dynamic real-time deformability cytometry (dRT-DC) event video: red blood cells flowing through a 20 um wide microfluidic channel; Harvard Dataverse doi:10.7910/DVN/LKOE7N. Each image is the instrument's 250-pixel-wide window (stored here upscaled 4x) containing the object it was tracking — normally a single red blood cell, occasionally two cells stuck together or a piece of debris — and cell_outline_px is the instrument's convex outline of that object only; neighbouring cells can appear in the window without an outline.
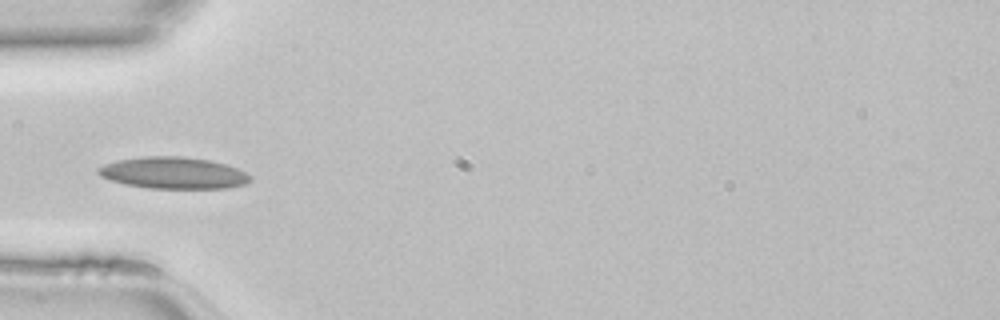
{"species": "common noctule bat (a hibernating species)", "species_latin": "Nyctalus noctula", "temperature_condition": "room temperature", "stored_images_in_passage": 37, "camera_frame_rate_fps": 3000, "um_per_image_px": 0.085, "animal": {"sex": "female", "body_mass_g": 22.7, "forearm_length_mm": 54.2}, "frame": {"image": 1, "passage_image": 6, "time_ms": 1.667, "image_size_px": [1000, 320], "cell_outline_px": [[252, 180], [244, 184], [228, 188], [148, 188], [124, 184], [108, 180], [100, 176], [96, 172], [96, 168], [104, 164], [116, 160], [144, 156], [180, 156], [212, 160], [236, 168], [252, 176]], "centroid_in_image_um": [14.69, 14.69], "position_along_channel_um": 70.3, "area_um2": 28.26}}
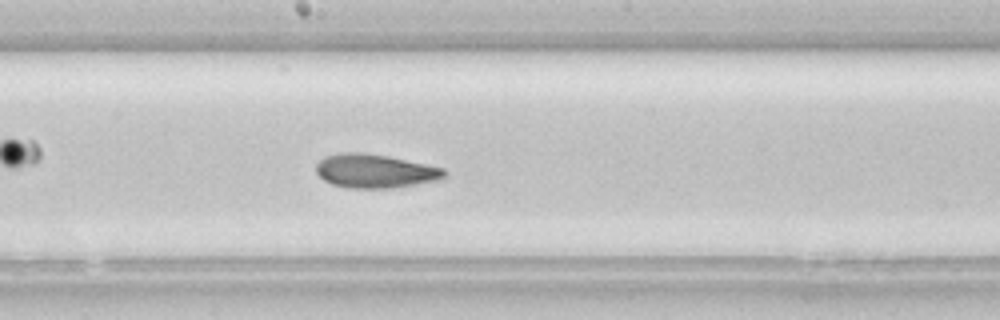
{"frame": {"image": 2, "passage_image": 16, "time_ms": 5.0, "image_size_px": [1000, 320], "cell_outline_px": [[444, 176], [440, 180], [392, 188], [348, 188], [332, 184], [324, 180], [316, 172], [316, 164], [324, 156], [340, 152], [364, 152], [388, 156], [444, 168]], "centroid_in_image_um": [31.84, 14.53], "position_along_channel_um": 216.4, "area_um2": 25.26}}